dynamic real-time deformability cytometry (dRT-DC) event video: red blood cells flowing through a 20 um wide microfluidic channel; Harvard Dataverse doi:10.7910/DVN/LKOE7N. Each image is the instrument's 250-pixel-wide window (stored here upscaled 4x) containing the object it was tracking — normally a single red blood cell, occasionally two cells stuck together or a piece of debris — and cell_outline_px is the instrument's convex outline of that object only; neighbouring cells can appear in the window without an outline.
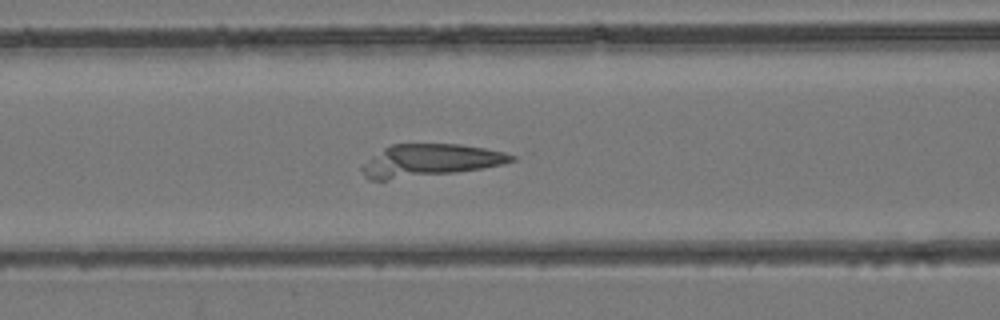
{"species": "common noctule bat (a hibernating species)", "species_latin": "Nyctalus noctula", "temperature_condition": "room temperature", "stored_images_in_passage": 38, "camera_frame_rate_fps": 3000, "um_per_image_px": 0.085, "animal": {"sex": "female", "body_mass_g": 24.6, "forearm_length_mm": 56.2}, "frame": {"image": 1, "passage_image": 17, "time_ms": 5.333, "image_size_px": [1000, 320], "cell_outline_px": [[516, 160], [504, 164], [456, 172], [384, 180], [368, 180], [364, 176], [360, 168], [372, 156], [384, 148], [392, 144], [460, 144], [484, 148], [504, 152], [516, 156]], "centroid_in_image_um": [36.54, 13.64], "position_along_channel_um": 130.1, "area_um2": 28.03}}
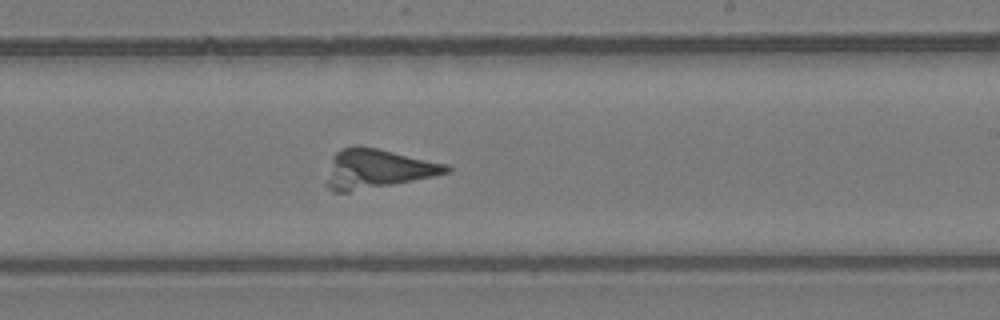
{"frame": {"image": 2, "passage_image": 25, "time_ms": 8.0, "image_size_px": [1000, 320], "cell_outline_px": [[452, 168], [448, 172], [432, 176], [412, 180], [348, 192], [332, 192], [324, 184], [332, 156], [340, 148], [356, 144], [360, 144], [448, 164]], "centroid_in_image_um": [31.99, 14.32], "position_along_channel_um": 257.0, "area_um2": 27.46}}
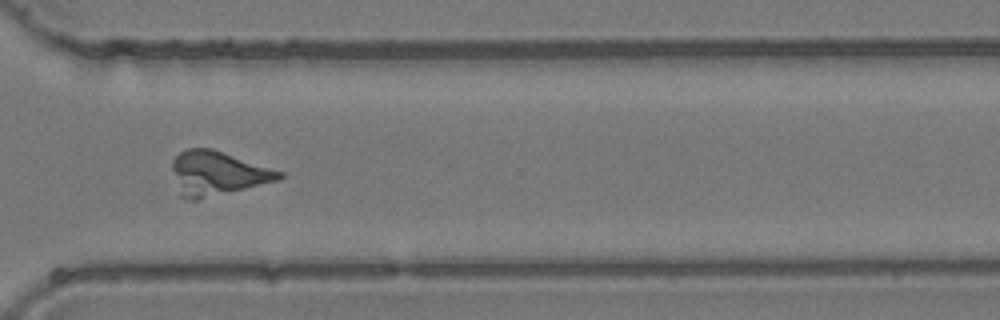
{"frame": {"image": 3, "passage_image": 31, "time_ms": 10.0, "image_size_px": [1000, 320], "cell_outline_px": [[284, 176], [280, 180], [196, 200], [188, 200], [180, 196], [172, 168], [172, 160], [180, 152], [188, 148], [212, 148], [284, 172]], "centroid_in_image_um": [18.48, 14.73], "position_along_channel_um": 352.1, "area_um2": 27.4}}